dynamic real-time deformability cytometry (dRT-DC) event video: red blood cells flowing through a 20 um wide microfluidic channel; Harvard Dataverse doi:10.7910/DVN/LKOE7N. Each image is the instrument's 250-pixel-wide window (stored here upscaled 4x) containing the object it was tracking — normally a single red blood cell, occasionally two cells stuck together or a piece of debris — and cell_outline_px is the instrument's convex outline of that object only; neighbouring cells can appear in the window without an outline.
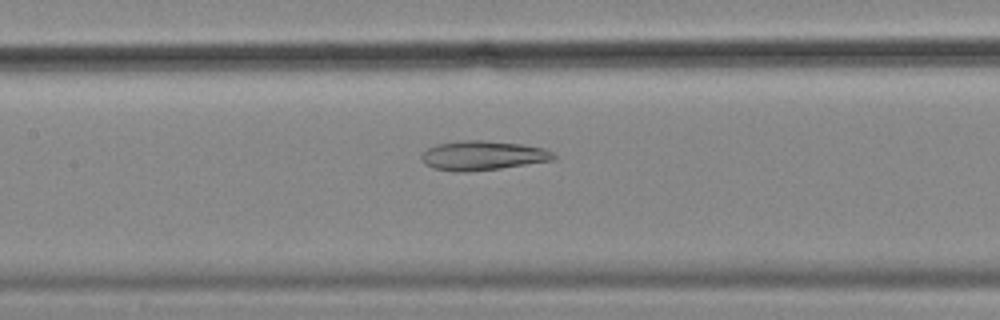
{"species": "common noctule bat (a hibernating species)", "species_latin": "Nyctalus noctula", "temperature_condition": "cold", "stored_images_in_passage": 30, "camera_frame_rate_fps": 3000, "um_per_image_px": 0.085, "animal": {"sex": "female", "body_mass_g": 18.4}, "frame": {"image": 1, "passage_image": 10, "time_ms": 3.0, "image_size_px": [1000, 320], "cell_outline_px": [[556, 160], [500, 168], [460, 172], [432, 168], [424, 164], [420, 160], [420, 156], [428, 148], [436, 144], [464, 140], [484, 140], [520, 144], [544, 148], [552, 152], [556, 156]], "centroid_in_image_um": [41.02, 13.22], "position_along_channel_um": 166.4, "area_um2": 22.6}}
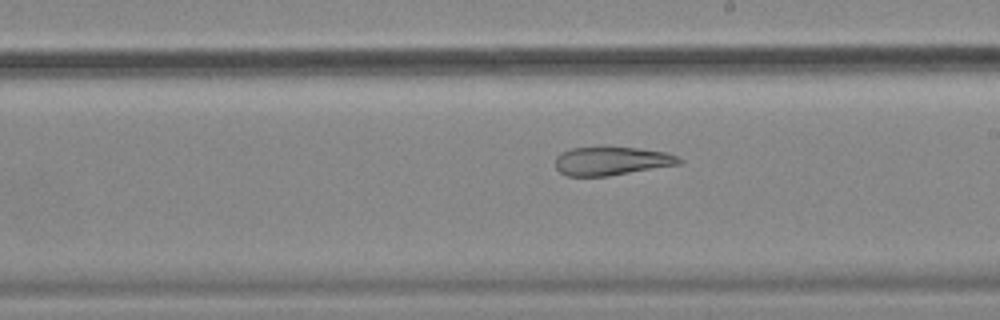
{"frame": {"image": 2, "passage_image": 16, "time_ms": 5.0, "image_size_px": [1000, 320], "cell_outline_px": [[684, 160], [680, 164], [608, 176], [568, 176], [560, 172], [556, 168], [556, 156], [560, 152], [572, 148], [636, 148], [664, 152], [676, 156]], "centroid_in_image_um": [51.97, 13.7], "position_along_channel_um": 237.0, "area_um2": 20.23}}
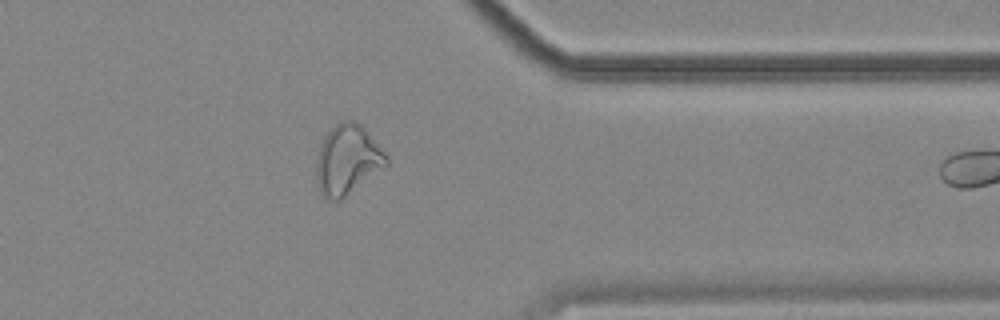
{"frame": {"image": 3, "passage_image": 29, "time_ms": 9.333, "image_size_px": [1000, 320], "cell_outline_px": [[388, 164], [340, 200], [332, 200], [324, 196], [320, 192], [316, 180], [316, 160], [320, 144], [324, 136], [336, 124], [344, 120], [356, 120], [364, 128], [388, 156]], "centroid_in_image_um": [29.51, 13.56], "position_along_channel_um": 381.9, "area_um2": 28.15}}